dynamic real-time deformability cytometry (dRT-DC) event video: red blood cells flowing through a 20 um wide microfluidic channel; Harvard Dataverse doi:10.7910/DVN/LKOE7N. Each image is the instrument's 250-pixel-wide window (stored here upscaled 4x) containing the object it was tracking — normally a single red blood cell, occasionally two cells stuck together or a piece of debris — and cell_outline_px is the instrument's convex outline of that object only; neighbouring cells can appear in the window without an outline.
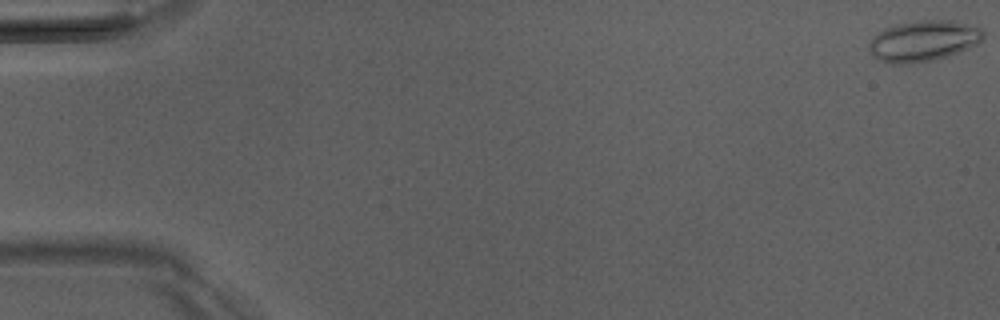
{"species": "Egyptian fruit bat (a non-hibernating species)", "species_latin": "Rousettus aegyptiacus", "temperature_condition": "room temperature", "stored_images_in_passage": 51, "camera_frame_rate_fps": 3000, "um_per_image_px": 0.085, "animal": {"sex": "male"}, "frame": {"image": 1, "passage_image": 1, "time_ms": 0.0, "image_size_px": [1000, 320], "cell_outline_px": [[984, 40], [968, 48], [948, 56], [932, 60], [912, 64], [892, 64], [880, 60], [872, 56], [868, 48], [868, 44], [872, 36], [884, 28], [896, 24], [920, 20], [948, 20], [984, 28]], "centroid_in_image_um": [78.47, 3.48], "position_along_channel_um": 6.5, "area_um2": 27.46}}
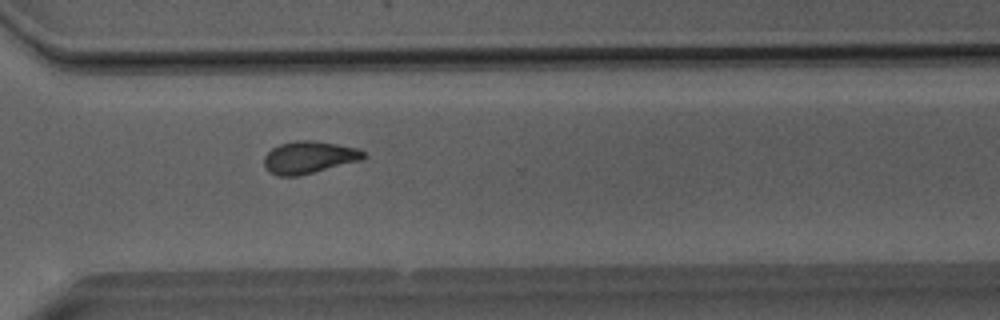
{"frame": {"image": 2, "passage_image": 38, "time_ms": 12.333, "image_size_px": [1000, 320], "cell_outline_px": [[368, 156], [360, 160], [296, 176], [276, 176], [268, 172], [264, 164], [264, 156], [272, 148], [280, 144], [296, 140], [312, 140], [336, 144], [356, 148], [364, 152]], "centroid_in_image_um": [26.22, 13.37], "position_along_channel_um": 344.4, "area_um2": 18.5}}
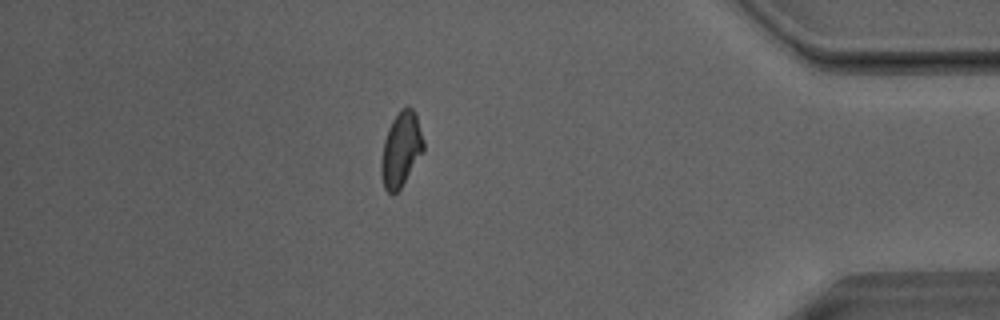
{"frame": {"image": 3, "passage_image": 45, "time_ms": 14.667, "image_size_px": [1000, 320], "cell_outline_px": [[424, 152], [400, 188], [392, 196], [384, 188], [380, 172], [380, 164], [384, 140], [388, 128], [392, 120], [400, 108], [408, 104], [416, 112], [424, 140]], "centroid_in_image_um": [34.09, 12.67], "position_along_channel_um": 401.1, "area_um2": 18.79}, "authors_computed_cell_mechanics": {"area_um2": 18.9584, "velocity_mm_per_s": 4.077, "shape_relaxation_time_tau1_ms": null, "shape_relaxation_time_tau2_ms": 2.3748, "deformation_change_tau1": null, "deformation_change_tau2": 0.0795}}